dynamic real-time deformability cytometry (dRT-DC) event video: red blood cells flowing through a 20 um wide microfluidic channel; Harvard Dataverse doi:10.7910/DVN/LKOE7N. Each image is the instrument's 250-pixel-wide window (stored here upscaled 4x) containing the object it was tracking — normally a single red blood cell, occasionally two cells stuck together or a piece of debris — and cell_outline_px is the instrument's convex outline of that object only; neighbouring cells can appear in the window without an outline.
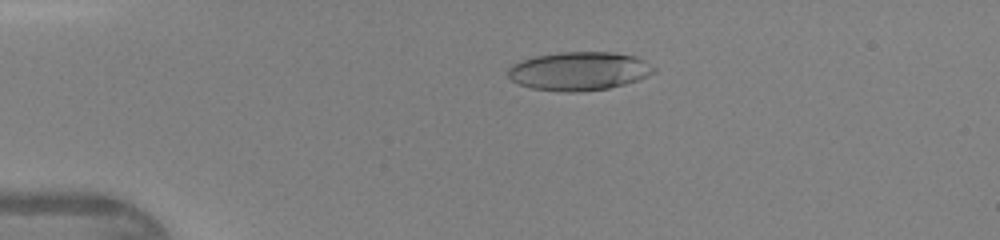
{"species": "human", "species_latin": "Homo sapiens", "temperature_condition": "warm", "stored_images_in_passage": 46, "camera_frame_rate_fps": 3000, "um_per_image_px": 0.085, "donor": {"sex": "female"}, "frame": {"image": 1, "passage_image": 10, "time_ms": 3.0, "image_size_px": [1000, 240], "cell_outline_px": [[656, 72], [640, 80], [608, 88], [580, 92], [564, 92], [532, 88], [520, 84], [512, 80], [508, 76], [508, 68], [512, 64], [536, 56], [560, 52], [612, 52], [636, 56], [644, 60], [656, 68]], "centroid_in_image_um": [49.26, 6.04], "position_along_channel_um": 35.7, "area_um2": 32.83}}
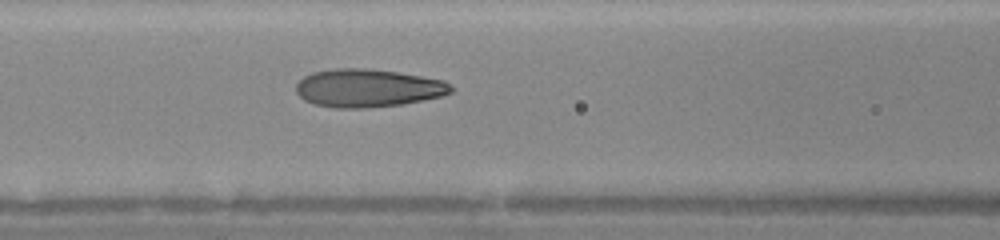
{"frame": {"image": 2, "passage_image": 20, "time_ms": 6.333, "image_size_px": [1000, 240], "cell_outline_px": [[452, 92], [444, 96], [400, 104], [364, 108], [332, 108], [312, 104], [304, 100], [296, 92], [296, 84], [304, 76], [312, 72], [336, 68], [364, 68], [396, 72], [444, 80], [452, 88]], "centroid_in_image_um": [31.23, 7.49], "position_along_channel_um": 135.4, "area_um2": 34.33}}
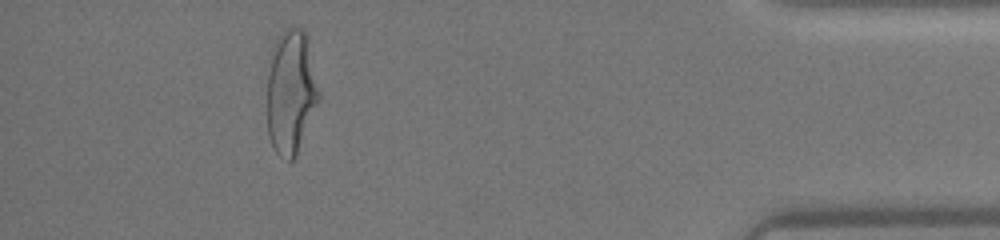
{"frame": {"image": 3, "passage_image": 42, "time_ms": 13.667, "image_size_px": [1000, 240], "cell_outline_px": [[320, 100], [296, 156], [292, 160], [288, 160], [280, 156], [276, 152], [268, 136], [268, 76], [272, 48], [280, 36], [288, 28], [300, 28], [304, 32], [320, 92]], "centroid_in_image_um": [24.73, 7.89], "position_along_channel_um": 410.5, "area_um2": 36.76}, "authors_computed_cell_mechanics": {"area_um2": 33.8708, "velocity_mm_per_s": 4.3943, "shape_relaxation_time_tau1_ms": 3.948, "shape_relaxation_time_tau2_ms": 0.9018, "deformation_change_tau1": 0.2142, "deformation_change_tau2": 0.0865}}